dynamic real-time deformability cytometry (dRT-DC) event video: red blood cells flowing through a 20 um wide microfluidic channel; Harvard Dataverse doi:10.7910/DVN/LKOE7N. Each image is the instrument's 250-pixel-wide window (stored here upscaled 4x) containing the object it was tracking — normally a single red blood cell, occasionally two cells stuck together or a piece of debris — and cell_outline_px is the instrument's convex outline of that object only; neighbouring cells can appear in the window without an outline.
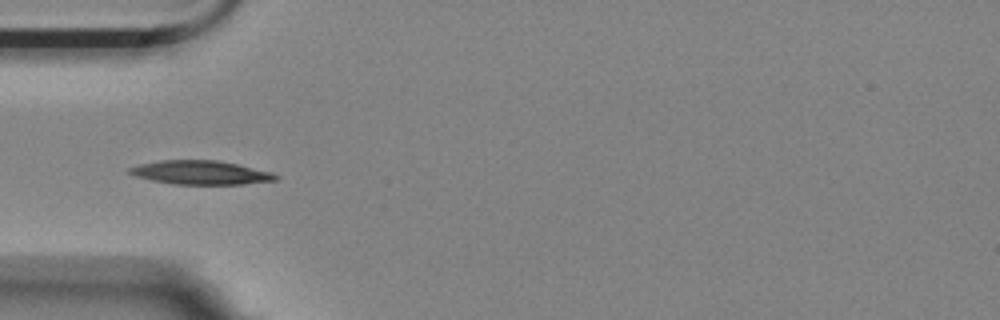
{"species": "Egyptian fruit bat (a non-hibernating species)", "species_latin": "Rousettus aegyptiacus", "temperature_condition": "room temperature", "stored_images_in_passage": 7, "camera_frame_rate_fps": 3000, "um_per_image_px": 0.085, "animal": {"sex": "female"}, "frame": {"image": 1, "passage_image": 4, "time_ms": 1.0, "image_size_px": [1000, 320], "cell_outline_px": [[280, 176], [276, 180], [244, 184], [172, 184], [132, 176], [128, 172], [128, 168], [140, 164], [160, 160], [220, 160], [272, 172]], "centroid_in_image_um": [17.04, 14.66], "position_along_channel_um": 68.0, "area_um2": 20.4}}
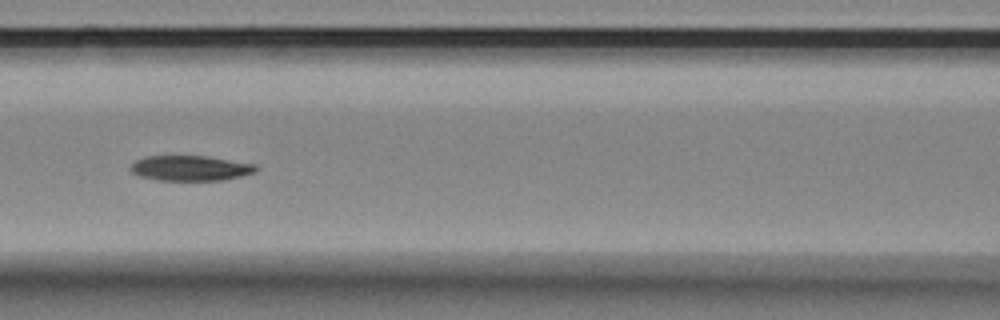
{"frame": {"image": 2, "passage_image": 6, "time_ms": 1.667, "image_size_px": [1000, 320], "cell_outline_px": [[260, 168], [256, 172], [224, 180], [156, 180], [140, 176], [132, 172], [128, 168], [136, 160], [144, 156], [204, 156], [256, 164]], "centroid_in_image_um": [16.18, 14.29], "position_along_channel_um": 150.4, "area_um2": 18.44}}
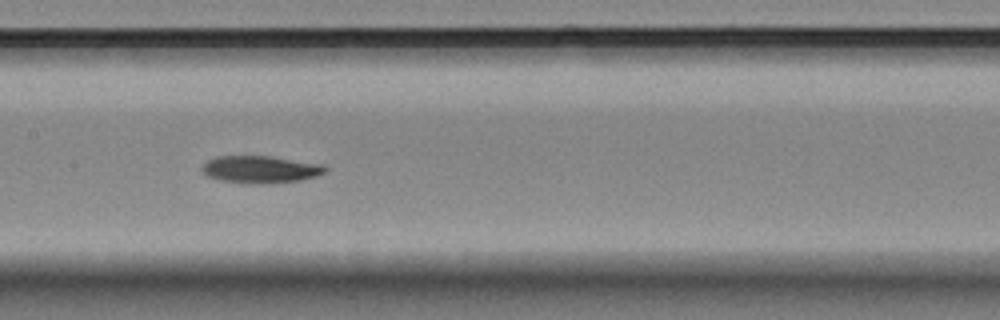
{"frame": {"image": 3, "passage_image": 7, "time_ms": 2.0, "image_size_px": [1000, 320], "cell_outline_px": [[328, 168], [324, 172], [316, 176], [300, 180], [264, 184], [244, 184], [220, 180], [208, 176], [200, 168], [208, 160], [216, 156], [272, 156], [324, 164]], "centroid_in_image_um": [22.15, 14.4], "position_along_channel_um": 185.3, "area_um2": 19.77}}